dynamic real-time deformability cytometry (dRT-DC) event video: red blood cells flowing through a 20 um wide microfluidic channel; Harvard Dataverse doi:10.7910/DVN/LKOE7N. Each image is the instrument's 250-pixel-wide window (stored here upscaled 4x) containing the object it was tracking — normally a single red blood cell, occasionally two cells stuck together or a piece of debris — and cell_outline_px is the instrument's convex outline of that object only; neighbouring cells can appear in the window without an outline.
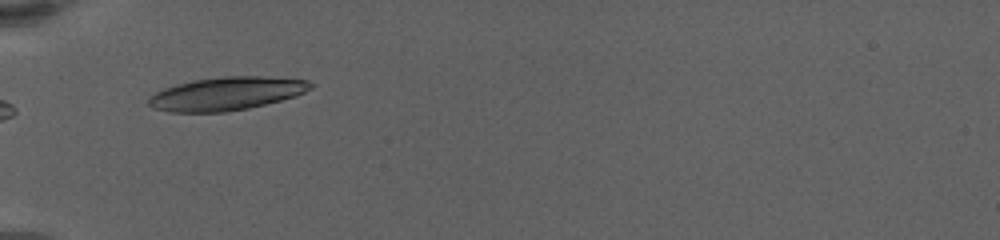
{"species": "human", "species_latin": "Homo sapiens", "temperature_condition": "warm", "stored_images_in_passage": 5, "camera_frame_rate_fps": 3000, "um_per_image_px": 0.085, "donor": {"sex": "female"}, "frame": {"image": 1, "passage_image": 1, "time_ms": 0.0, "image_size_px": [1000, 240], "cell_outline_px": [[316, 84], [312, 88], [296, 96], [248, 108], [224, 112], [168, 112], [152, 108], [148, 104], [148, 100], [156, 92], [164, 88], [176, 84], [192, 80], [224, 76], [260, 76], [308, 80]], "centroid_in_image_um": [19.25, 7.95], "position_along_channel_um": 65.7, "area_um2": 31.39}}